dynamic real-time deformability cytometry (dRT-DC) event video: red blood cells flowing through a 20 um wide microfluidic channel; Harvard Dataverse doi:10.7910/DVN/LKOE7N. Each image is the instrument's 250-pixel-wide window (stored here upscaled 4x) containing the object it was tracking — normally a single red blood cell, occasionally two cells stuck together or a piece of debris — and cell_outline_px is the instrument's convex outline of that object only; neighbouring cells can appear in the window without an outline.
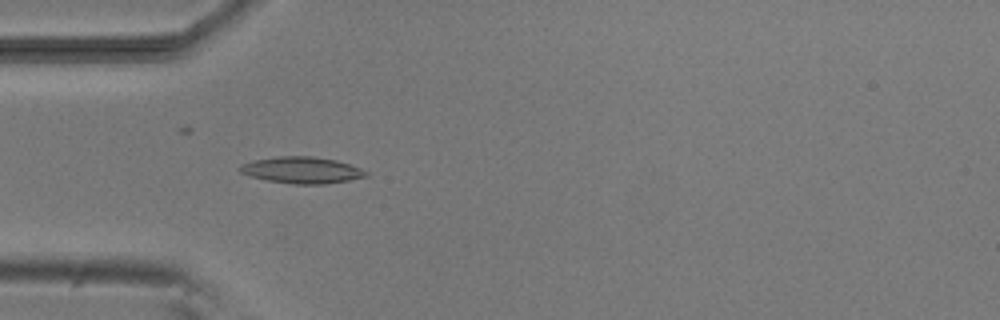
{"species": "common noctule bat (a hibernating species)", "species_latin": "Nyctalus noctula", "temperature_condition": "room temperature", "stored_images_in_passage": 4, "camera_frame_rate_fps": 3000, "um_per_image_px": 0.085, "animal": {"sex": "male", "body_mass_g": 20.5, "forearm_length_mm": 52.5}, "frame": {"image": 1, "passage_image": 4, "time_ms": 3.667, "image_size_px": [1000, 320], "cell_outline_px": [[368, 176], [348, 180], [324, 184], [292, 184], [268, 180], [252, 176], [240, 172], [240, 164], [256, 160], [280, 156], [312, 156], [336, 160], [360, 168], [368, 172]], "centroid_in_image_um": [25.68, 14.46], "position_along_channel_um": 59.3, "area_um2": 19.19}}